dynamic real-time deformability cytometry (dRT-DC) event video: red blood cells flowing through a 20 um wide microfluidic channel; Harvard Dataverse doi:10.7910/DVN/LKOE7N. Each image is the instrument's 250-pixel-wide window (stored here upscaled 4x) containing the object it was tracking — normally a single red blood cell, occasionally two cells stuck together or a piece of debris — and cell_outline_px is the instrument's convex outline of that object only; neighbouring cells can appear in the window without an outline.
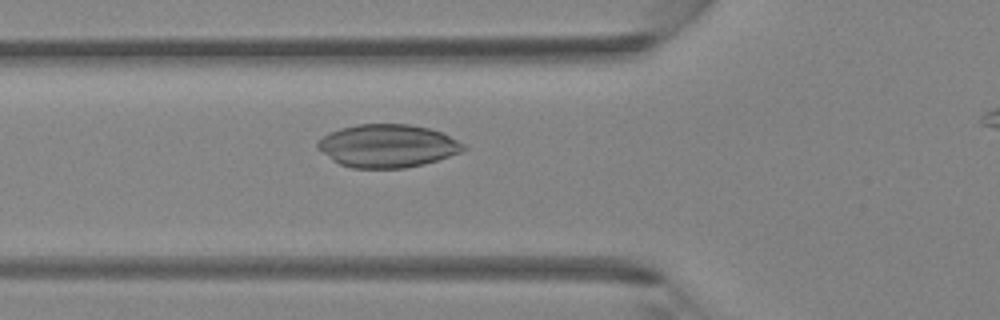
{"species": "Egyptian fruit bat (a non-hibernating species)", "species_latin": "Rousettus aegyptiacus", "temperature_condition": "room temperature", "stored_images_in_passage": 39, "camera_frame_rate_fps": 3000, "um_per_image_px": 0.085, "animal": {"sex": "female"}, "frame": {"image": 1, "passage_image": 15, "time_ms": 4.667, "image_size_px": [1000, 320], "cell_outline_px": [[468, 148], [460, 152], [424, 164], [404, 168], [352, 168], [340, 164], [332, 160], [316, 148], [316, 144], [324, 136], [340, 128], [360, 124], [408, 124], [428, 128], [440, 132], [464, 144]], "centroid_in_image_um": [32.91, 12.4], "position_along_channel_um": 92.9, "area_um2": 36.24}}
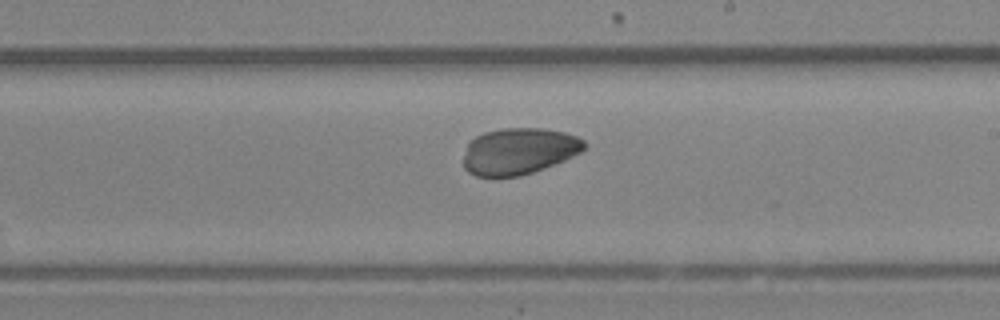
{"frame": {"image": 2, "passage_image": 25, "time_ms": 8.0, "image_size_px": [1000, 320], "cell_outline_px": [[588, 144], [580, 152], [564, 160], [544, 168], [520, 176], [476, 176], [468, 172], [464, 168], [464, 156], [468, 144], [476, 136], [484, 132], [504, 128], [544, 128], [564, 132], [576, 136], [584, 140]], "centroid_in_image_um": [44.12, 12.84], "position_along_channel_um": 244.9, "area_um2": 32.6}}
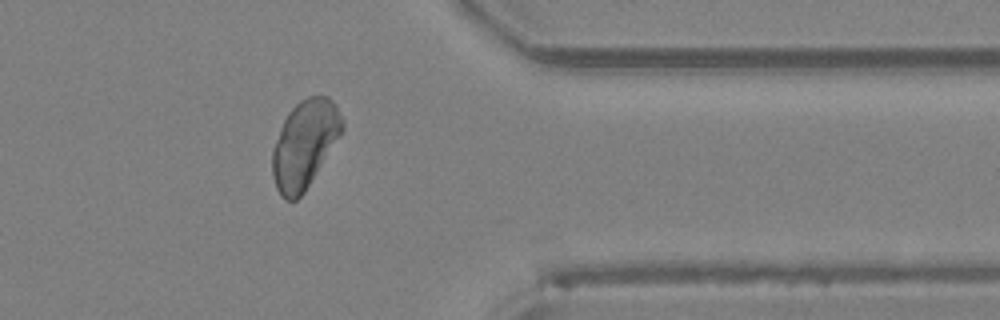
{"frame": {"image": 3, "passage_image": 35, "time_ms": 11.333, "image_size_px": [1000, 320], "cell_outline_px": [[344, 128], [304, 192], [296, 200], [284, 200], [280, 196], [276, 188], [272, 176], [272, 152], [280, 128], [288, 112], [300, 100], [308, 96], [328, 96], [336, 104], [344, 120]], "centroid_in_image_um": [25.88, 12.24], "position_along_channel_um": 385.5, "area_um2": 35.43}}